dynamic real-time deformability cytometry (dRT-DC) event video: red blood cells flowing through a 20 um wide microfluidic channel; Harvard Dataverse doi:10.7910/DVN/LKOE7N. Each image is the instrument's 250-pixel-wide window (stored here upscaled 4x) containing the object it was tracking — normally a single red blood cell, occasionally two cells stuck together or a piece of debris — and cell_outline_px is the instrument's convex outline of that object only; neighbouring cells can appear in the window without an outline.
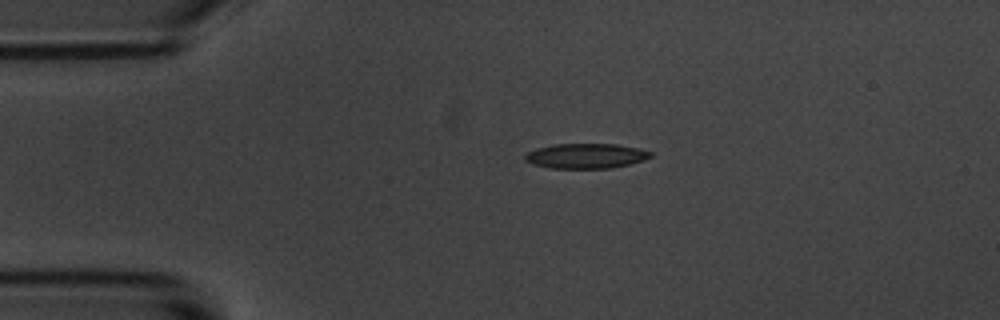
{"species": "common noctule bat (a hibernating species)", "species_latin": "Nyctalus noctula", "temperature_condition": "room temperature", "stored_images_in_passage": 3, "camera_frame_rate_fps": 3000, "um_per_image_px": 0.085, "animal": {"sex": "male", "body_mass_g": 20.1, "forearm_length_mm": 53.5}, "frame": {"image": 1, "passage_image": 3, "time_ms": 2.333, "image_size_px": [1000, 320], "cell_outline_px": [[652, 156], [644, 160], [612, 168], [548, 168], [532, 164], [524, 160], [524, 156], [528, 152], [536, 148], [552, 144], [616, 144], [640, 148], [652, 152]], "centroid_in_image_um": [49.79, 13.25], "position_along_channel_um": 35.2, "area_um2": 18.38}}